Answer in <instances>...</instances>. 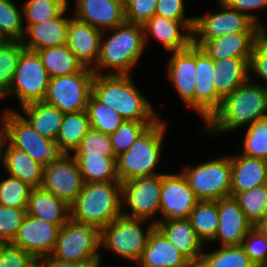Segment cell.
<instances>
[{
    "instance_id": "6da1fadb",
    "label": "cell",
    "mask_w": 267,
    "mask_h": 267,
    "mask_svg": "<svg viewBox=\"0 0 267 267\" xmlns=\"http://www.w3.org/2000/svg\"><path fill=\"white\" fill-rule=\"evenodd\" d=\"M264 117H267V90L248 79L222 99L220 108L198 134L213 138L229 136Z\"/></svg>"
},
{
    "instance_id": "7a4b0ae2",
    "label": "cell",
    "mask_w": 267,
    "mask_h": 267,
    "mask_svg": "<svg viewBox=\"0 0 267 267\" xmlns=\"http://www.w3.org/2000/svg\"><path fill=\"white\" fill-rule=\"evenodd\" d=\"M133 77V74L95 73L92 95L125 120L158 121L162 113L148 100Z\"/></svg>"
},
{
    "instance_id": "3957f363",
    "label": "cell",
    "mask_w": 267,
    "mask_h": 267,
    "mask_svg": "<svg viewBox=\"0 0 267 267\" xmlns=\"http://www.w3.org/2000/svg\"><path fill=\"white\" fill-rule=\"evenodd\" d=\"M145 52L143 26L125 21L102 32L99 58L92 70L96 74H133Z\"/></svg>"
},
{
    "instance_id": "277c9868",
    "label": "cell",
    "mask_w": 267,
    "mask_h": 267,
    "mask_svg": "<svg viewBox=\"0 0 267 267\" xmlns=\"http://www.w3.org/2000/svg\"><path fill=\"white\" fill-rule=\"evenodd\" d=\"M168 125V121L161 117L150 125L126 152L117 156L116 173L121 183L139 177L163 174L158 172V166L164 157Z\"/></svg>"
},
{
    "instance_id": "5b68a950",
    "label": "cell",
    "mask_w": 267,
    "mask_h": 267,
    "mask_svg": "<svg viewBox=\"0 0 267 267\" xmlns=\"http://www.w3.org/2000/svg\"><path fill=\"white\" fill-rule=\"evenodd\" d=\"M69 209L71 220L101 230L122 215L121 182L84 183Z\"/></svg>"
},
{
    "instance_id": "8992f818",
    "label": "cell",
    "mask_w": 267,
    "mask_h": 267,
    "mask_svg": "<svg viewBox=\"0 0 267 267\" xmlns=\"http://www.w3.org/2000/svg\"><path fill=\"white\" fill-rule=\"evenodd\" d=\"M155 224L136 218L119 216L100 230V264L103 251L135 265L146 248L147 239ZM103 249V250H101Z\"/></svg>"
},
{
    "instance_id": "52a82bcc",
    "label": "cell",
    "mask_w": 267,
    "mask_h": 267,
    "mask_svg": "<svg viewBox=\"0 0 267 267\" xmlns=\"http://www.w3.org/2000/svg\"><path fill=\"white\" fill-rule=\"evenodd\" d=\"M0 133L43 166L65 154L56 141L40 135L16 110H2Z\"/></svg>"
},
{
    "instance_id": "ba28073f",
    "label": "cell",
    "mask_w": 267,
    "mask_h": 267,
    "mask_svg": "<svg viewBox=\"0 0 267 267\" xmlns=\"http://www.w3.org/2000/svg\"><path fill=\"white\" fill-rule=\"evenodd\" d=\"M186 164V165H185ZM198 200H219L230 196L231 157L229 153L205 158L198 164L184 163L180 169Z\"/></svg>"
},
{
    "instance_id": "9c48e42d",
    "label": "cell",
    "mask_w": 267,
    "mask_h": 267,
    "mask_svg": "<svg viewBox=\"0 0 267 267\" xmlns=\"http://www.w3.org/2000/svg\"><path fill=\"white\" fill-rule=\"evenodd\" d=\"M51 255L67 262H100V230L69 218L59 230Z\"/></svg>"
},
{
    "instance_id": "30bf717a",
    "label": "cell",
    "mask_w": 267,
    "mask_h": 267,
    "mask_svg": "<svg viewBox=\"0 0 267 267\" xmlns=\"http://www.w3.org/2000/svg\"><path fill=\"white\" fill-rule=\"evenodd\" d=\"M162 174L139 177L121 183L122 215L159 222Z\"/></svg>"
},
{
    "instance_id": "8fae6325",
    "label": "cell",
    "mask_w": 267,
    "mask_h": 267,
    "mask_svg": "<svg viewBox=\"0 0 267 267\" xmlns=\"http://www.w3.org/2000/svg\"><path fill=\"white\" fill-rule=\"evenodd\" d=\"M49 79L38 53L23 49L20 52L6 99L14 97L15 102L18 101V108L32 102L43 101Z\"/></svg>"
},
{
    "instance_id": "7c38bea8",
    "label": "cell",
    "mask_w": 267,
    "mask_h": 267,
    "mask_svg": "<svg viewBox=\"0 0 267 267\" xmlns=\"http://www.w3.org/2000/svg\"><path fill=\"white\" fill-rule=\"evenodd\" d=\"M216 10H205L195 14L193 41H209L238 32H266L245 13L229 8L221 0H216Z\"/></svg>"
},
{
    "instance_id": "4fadbf2b",
    "label": "cell",
    "mask_w": 267,
    "mask_h": 267,
    "mask_svg": "<svg viewBox=\"0 0 267 267\" xmlns=\"http://www.w3.org/2000/svg\"><path fill=\"white\" fill-rule=\"evenodd\" d=\"M95 72L86 67L81 72L49 79L44 102L55 106L61 112L86 110L92 94V81Z\"/></svg>"
},
{
    "instance_id": "5bb4252c",
    "label": "cell",
    "mask_w": 267,
    "mask_h": 267,
    "mask_svg": "<svg viewBox=\"0 0 267 267\" xmlns=\"http://www.w3.org/2000/svg\"><path fill=\"white\" fill-rule=\"evenodd\" d=\"M166 80L174 88L187 111L194 112V91L196 86V45L193 43L183 51L165 53ZM189 108V109H188Z\"/></svg>"
},
{
    "instance_id": "9a60e30c",
    "label": "cell",
    "mask_w": 267,
    "mask_h": 267,
    "mask_svg": "<svg viewBox=\"0 0 267 267\" xmlns=\"http://www.w3.org/2000/svg\"><path fill=\"white\" fill-rule=\"evenodd\" d=\"M84 186L82 174L73 154H64L44 166L42 188L70 205Z\"/></svg>"
},
{
    "instance_id": "2e32d148",
    "label": "cell",
    "mask_w": 267,
    "mask_h": 267,
    "mask_svg": "<svg viewBox=\"0 0 267 267\" xmlns=\"http://www.w3.org/2000/svg\"><path fill=\"white\" fill-rule=\"evenodd\" d=\"M198 199L181 171L162 174L159 221L189 218Z\"/></svg>"
},
{
    "instance_id": "e0dca14e",
    "label": "cell",
    "mask_w": 267,
    "mask_h": 267,
    "mask_svg": "<svg viewBox=\"0 0 267 267\" xmlns=\"http://www.w3.org/2000/svg\"><path fill=\"white\" fill-rule=\"evenodd\" d=\"M214 60L199 46H196V86L194 91V114L204 125L220 108L222 98L216 93Z\"/></svg>"
},
{
    "instance_id": "ac0fdd59",
    "label": "cell",
    "mask_w": 267,
    "mask_h": 267,
    "mask_svg": "<svg viewBox=\"0 0 267 267\" xmlns=\"http://www.w3.org/2000/svg\"><path fill=\"white\" fill-rule=\"evenodd\" d=\"M142 26L146 49L152 40L156 41L155 45L158 42L166 53L183 51L193 43V30L183 21L154 15Z\"/></svg>"
},
{
    "instance_id": "d6986e66",
    "label": "cell",
    "mask_w": 267,
    "mask_h": 267,
    "mask_svg": "<svg viewBox=\"0 0 267 267\" xmlns=\"http://www.w3.org/2000/svg\"><path fill=\"white\" fill-rule=\"evenodd\" d=\"M63 224H52L27 214L12 243L33 257L51 255Z\"/></svg>"
},
{
    "instance_id": "ffe728a7",
    "label": "cell",
    "mask_w": 267,
    "mask_h": 267,
    "mask_svg": "<svg viewBox=\"0 0 267 267\" xmlns=\"http://www.w3.org/2000/svg\"><path fill=\"white\" fill-rule=\"evenodd\" d=\"M70 2L71 0L68 6L74 18L102 31L125 22L124 3L120 0H74L73 4Z\"/></svg>"
},
{
    "instance_id": "44dd1931",
    "label": "cell",
    "mask_w": 267,
    "mask_h": 267,
    "mask_svg": "<svg viewBox=\"0 0 267 267\" xmlns=\"http://www.w3.org/2000/svg\"><path fill=\"white\" fill-rule=\"evenodd\" d=\"M219 226L210 245L225 247L242 245L243 239L253 225L246 219L234 197L217 200Z\"/></svg>"
},
{
    "instance_id": "7402d4cb",
    "label": "cell",
    "mask_w": 267,
    "mask_h": 267,
    "mask_svg": "<svg viewBox=\"0 0 267 267\" xmlns=\"http://www.w3.org/2000/svg\"><path fill=\"white\" fill-rule=\"evenodd\" d=\"M0 171L28 183L31 187H41L44 166L26 152L14 147L0 133Z\"/></svg>"
},
{
    "instance_id": "603a6c76",
    "label": "cell",
    "mask_w": 267,
    "mask_h": 267,
    "mask_svg": "<svg viewBox=\"0 0 267 267\" xmlns=\"http://www.w3.org/2000/svg\"><path fill=\"white\" fill-rule=\"evenodd\" d=\"M69 9L68 6L53 20L41 24L24 25V35L20 40L24 49L38 51L43 48L67 44V28L72 17Z\"/></svg>"
},
{
    "instance_id": "cb8c5ba5",
    "label": "cell",
    "mask_w": 267,
    "mask_h": 267,
    "mask_svg": "<svg viewBox=\"0 0 267 267\" xmlns=\"http://www.w3.org/2000/svg\"><path fill=\"white\" fill-rule=\"evenodd\" d=\"M102 30L73 16L67 28V46L85 67L93 69L100 54Z\"/></svg>"
},
{
    "instance_id": "d4e9b609",
    "label": "cell",
    "mask_w": 267,
    "mask_h": 267,
    "mask_svg": "<svg viewBox=\"0 0 267 267\" xmlns=\"http://www.w3.org/2000/svg\"><path fill=\"white\" fill-rule=\"evenodd\" d=\"M265 32H238L209 41H193L201 47L213 60L224 58H250L256 42Z\"/></svg>"
},
{
    "instance_id": "484cf974",
    "label": "cell",
    "mask_w": 267,
    "mask_h": 267,
    "mask_svg": "<svg viewBox=\"0 0 267 267\" xmlns=\"http://www.w3.org/2000/svg\"><path fill=\"white\" fill-rule=\"evenodd\" d=\"M191 263L155 226L148 236L146 248L135 265L138 267H187Z\"/></svg>"
},
{
    "instance_id": "4316f807",
    "label": "cell",
    "mask_w": 267,
    "mask_h": 267,
    "mask_svg": "<svg viewBox=\"0 0 267 267\" xmlns=\"http://www.w3.org/2000/svg\"><path fill=\"white\" fill-rule=\"evenodd\" d=\"M155 226L192 263L200 262L205 245L198 238L189 218L159 221Z\"/></svg>"
},
{
    "instance_id": "83f0119b",
    "label": "cell",
    "mask_w": 267,
    "mask_h": 267,
    "mask_svg": "<svg viewBox=\"0 0 267 267\" xmlns=\"http://www.w3.org/2000/svg\"><path fill=\"white\" fill-rule=\"evenodd\" d=\"M236 154V155H235ZM231 187L230 193H241L251 188L267 184V161L230 153Z\"/></svg>"
},
{
    "instance_id": "f1b7e54d",
    "label": "cell",
    "mask_w": 267,
    "mask_h": 267,
    "mask_svg": "<svg viewBox=\"0 0 267 267\" xmlns=\"http://www.w3.org/2000/svg\"><path fill=\"white\" fill-rule=\"evenodd\" d=\"M2 109L16 110L40 135L53 141L58 136L64 116V112L44 101L25 104L18 109L6 105Z\"/></svg>"
},
{
    "instance_id": "f546056e",
    "label": "cell",
    "mask_w": 267,
    "mask_h": 267,
    "mask_svg": "<svg viewBox=\"0 0 267 267\" xmlns=\"http://www.w3.org/2000/svg\"><path fill=\"white\" fill-rule=\"evenodd\" d=\"M250 58H224L214 60L213 84L216 93L223 99L249 79Z\"/></svg>"
},
{
    "instance_id": "4dcf8cb0",
    "label": "cell",
    "mask_w": 267,
    "mask_h": 267,
    "mask_svg": "<svg viewBox=\"0 0 267 267\" xmlns=\"http://www.w3.org/2000/svg\"><path fill=\"white\" fill-rule=\"evenodd\" d=\"M27 214L52 224H64L70 218L69 205L42 187L33 188Z\"/></svg>"
},
{
    "instance_id": "1f68e13d",
    "label": "cell",
    "mask_w": 267,
    "mask_h": 267,
    "mask_svg": "<svg viewBox=\"0 0 267 267\" xmlns=\"http://www.w3.org/2000/svg\"><path fill=\"white\" fill-rule=\"evenodd\" d=\"M36 52L50 79L81 72L86 68L66 44Z\"/></svg>"
},
{
    "instance_id": "d6a6232c",
    "label": "cell",
    "mask_w": 267,
    "mask_h": 267,
    "mask_svg": "<svg viewBox=\"0 0 267 267\" xmlns=\"http://www.w3.org/2000/svg\"><path fill=\"white\" fill-rule=\"evenodd\" d=\"M90 129L91 123L86 110L64 113L62 124L55 141L64 153L73 154Z\"/></svg>"
},
{
    "instance_id": "836d02e7",
    "label": "cell",
    "mask_w": 267,
    "mask_h": 267,
    "mask_svg": "<svg viewBox=\"0 0 267 267\" xmlns=\"http://www.w3.org/2000/svg\"><path fill=\"white\" fill-rule=\"evenodd\" d=\"M84 183L120 182L116 173V158L103 155L73 154Z\"/></svg>"
},
{
    "instance_id": "e575fe53",
    "label": "cell",
    "mask_w": 267,
    "mask_h": 267,
    "mask_svg": "<svg viewBox=\"0 0 267 267\" xmlns=\"http://www.w3.org/2000/svg\"><path fill=\"white\" fill-rule=\"evenodd\" d=\"M199 265L200 267H256L242 245L225 247L205 245Z\"/></svg>"
},
{
    "instance_id": "d590c367",
    "label": "cell",
    "mask_w": 267,
    "mask_h": 267,
    "mask_svg": "<svg viewBox=\"0 0 267 267\" xmlns=\"http://www.w3.org/2000/svg\"><path fill=\"white\" fill-rule=\"evenodd\" d=\"M189 220L202 243L210 244L219 226L217 200H198L190 213Z\"/></svg>"
},
{
    "instance_id": "8d00e7d4",
    "label": "cell",
    "mask_w": 267,
    "mask_h": 267,
    "mask_svg": "<svg viewBox=\"0 0 267 267\" xmlns=\"http://www.w3.org/2000/svg\"><path fill=\"white\" fill-rule=\"evenodd\" d=\"M245 214L246 219L257 226L267 217V184L241 193H230Z\"/></svg>"
},
{
    "instance_id": "74e56055",
    "label": "cell",
    "mask_w": 267,
    "mask_h": 267,
    "mask_svg": "<svg viewBox=\"0 0 267 267\" xmlns=\"http://www.w3.org/2000/svg\"><path fill=\"white\" fill-rule=\"evenodd\" d=\"M21 0H0V40L20 41L25 26Z\"/></svg>"
},
{
    "instance_id": "f35d334b",
    "label": "cell",
    "mask_w": 267,
    "mask_h": 267,
    "mask_svg": "<svg viewBox=\"0 0 267 267\" xmlns=\"http://www.w3.org/2000/svg\"><path fill=\"white\" fill-rule=\"evenodd\" d=\"M69 5V0L21 1L24 25L41 24L58 17Z\"/></svg>"
},
{
    "instance_id": "ab89813d",
    "label": "cell",
    "mask_w": 267,
    "mask_h": 267,
    "mask_svg": "<svg viewBox=\"0 0 267 267\" xmlns=\"http://www.w3.org/2000/svg\"><path fill=\"white\" fill-rule=\"evenodd\" d=\"M243 129L239 154L267 161V117L256 120Z\"/></svg>"
},
{
    "instance_id": "60d3db41",
    "label": "cell",
    "mask_w": 267,
    "mask_h": 267,
    "mask_svg": "<svg viewBox=\"0 0 267 267\" xmlns=\"http://www.w3.org/2000/svg\"><path fill=\"white\" fill-rule=\"evenodd\" d=\"M3 174H0V205L27 210L33 187L12 175Z\"/></svg>"
},
{
    "instance_id": "b9f144b4",
    "label": "cell",
    "mask_w": 267,
    "mask_h": 267,
    "mask_svg": "<svg viewBox=\"0 0 267 267\" xmlns=\"http://www.w3.org/2000/svg\"><path fill=\"white\" fill-rule=\"evenodd\" d=\"M24 49L20 41L0 40V101L8 94L17 67L20 52Z\"/></svg>"
},
{
    "instance_id": "7bdbcfd3",
    "label": "cell",
    "mask_w": 267,
    "mask_h": 267,
    "mask_svg": "<svg viewBox=\"0 0 267 267\" xmlns=\"http://www.w3.org/2000/svg\"><path fill=\"white\" fill-rule=\"evenodd\" d=\"M86 111L91 128L105 134H112L125 121L118 112L100 103L92 94L88 99Z\"/></svg>"
},
{
    "instance_id": "ee69618b",
    "label": "cell",
    "mask_w": 267,
    "mask_h": 267,
    "mask_svg": "<svg viewBox=\"0 0 267 267\" xmlns=\"http://www.w3.org/2000/svg\"><path fill=\"white\" fill-rule=\"evenodd\" d=\"M156 121L125 120L110 139L116 156L126 152L137 138Z\"/></svg>"
},
{
    "instance_id": "f6af8a7d",
    "label": "cell",
    "mask_w": 267,
    "mask_h": 267,
    "mask_svg": "<svg viewBox=\"0 0 267 267\" xmlns=\"http://www.w3.org/2000/svg\"><path fill=\"white\" fill-rule=\"evenodd\" d=\"M248 69L249 80L267 90V32L254 45Z\"/></svg>"
},
{
    "instance_id": "bcb514c9",
    "label": "cell",
    "mask_w": 267,
    "mask_h": 267,
    "mask_svg": "<svg viewBox=\"0 0 267 267\" xmlns=\"http://www.w3.org/2000/svg\"><path fill=\"white\" fill-rule=\"evenodd\" d=\"M73 154L103 155L117 157L114 153L110 135L91 128L81 140Z\"/></svg>"
},
{
    "instance_id": "7dc6e473",
    "label": "cell",
    "mask_w": 267,
    "mask_h": 267,
    "mask_svg": "<svg viewBox=\"0 0 267 267\" xmlns=\"http://www.w3.org/2000/svg\"><path fill=\"white\" fill-rule=\"evenodd\" d=\"M242 246L256 267L267 266V237L253 226L243 239Z\"/></svg>"
},
{
    "instance_id": "c3c4849f",
    "label": "cell",
    "mask_w": 267,
    "mask_h": 267,
    "mask_svg": "<svg viewBox=\"0 0 267 267\" xmlns=\"http://www.w3.org/2000/svg\"><path fill=\"white\" fill-rule=\"evenodd\" d=\"M27 210L0 205V242H12Z\"/></svg>"
},
{
    "instance_id": "681fc988",
    "label": "cell",
    "mask_w": 267,
    "mask_h": 267,
    "mask_svg": "<svg viewBox=\"0 0 267 267\" xmlns=\"http://www.w3.org/2000/svg\"><path fill=\"white\" fill-rule=\"evenodd\" d=\"M187 0H158L155 15L185 22L192 30L195 15L188 13Z\"/></svg>"
},
{
    "instance_id": "f907efd6",
    "label": "cell",
    "mask_w": 267,
    "mask_h": 267,
    "mask_svg": "<svg viewBox=\"0 0 267 267\" xmlns=\"http://www.w3.org/2000/svg\"><path fill=\"white\" fill-rule=\"evenodd\" d=\"M158 0H127L124 3L125 21L143 25L156 12Z\"/></svg>"
},
{
    "instance_id": "816d5d0a",
    "label": "cell",
    "mask_w": 267,
    "mask_h": 267,
    "mask_svg": "<svg viewBox=\"0 0 267 267\" xmlns=\"http://www.w3.org/2000/svg\"><path fill=\"white\" fill-rule=\"evenodd\" d=\"M221 1L231 9L245 13L254 23L260 25L267 32V26L266 24H263L264 20H262V17L260 16V11L262 12L264 9L265 12L267 10V0H221Z\"/></svg>"
},
{
    "instance_id": "f5cc1de1",
    "label": "cell",
    "mask_w": 267,
    "mask_h": 267,
    "mask_svg": "<svg viewBox=\"0 0 267 267\" xmlns=\"http://www.w3.org/2000/svg\"><path fill=\"white\" fill-rule=\"evenodd\" d=\"M32 257L12 242H0V267H24Z\"/></svg>"
},
{
    "instance_id": "db71d44e",
    "label": "cell",
    "mask_w": 267,
    "mask_h": 267,
    "mask_svg": "<svg viewBox=\"0 0 267 267\" xmlns=\"http://www.w3.org/2000/svg\"><path fill=\"white\" fill-rule=\"evenodd\" d=\"M45 267H96L100 262H67L54 258L52 255L43 257Z\"/></svg>"
},
{
    "instance_id": "11a10c76",
    "label": "cell",
    "mask_w": 267,
    "mask_h": 267,
    "mask_svg": "<svg viewBox=\"0 0 267 267\" xmlns=\"http://www.w3.org/2000/svg\"><path fill=\"white\" fill-rule=\"evenodd\" d=\"M24 267H45L43 257H32Z\"/></svg>"
},
{
    "instance_id": "9f6ffc18",
    "label": "cell",
    "mask_w": 267,
    "mask_h": 267,
    "mask_svg": "<svg viewBox=\"0 0 267 267\" xmlns=\"http://www.w3.org/2000/svg\"><path fill=\"white\" fill-rule=\"evenodd\" d=\"M256 227L267 237V217H265Z\"/></svg>"
},
{
    "instance_id": "6f0895ef",
    "label": "cell",
    "mask_w": 267,
    "mask_h": 267,
    "mask_svg": "<svg viewBox=\"0 0 267 267\" xmlns=\"http://www.w3.org/2000/svg\"><path fill=\"white\" fill-rule=\"evenodd\" d=\"M187 267H200L199 263H191L189 266Z\"/></svg>"
},
{
    "instance_id": "680465c9",
    "label": "cell",
    "mask_w": 267,
    "mask_h": 267,
    "mask_svg": "<svg viewBox=\"0 0 267 267\" xmlns=\"http://www.w3.org/2000/svg\"><path fill=\"white\" fill-rule=\"evenodd\" d=\"M96 267H107V266H104L103 264H99Z\"/></svg>"
}]
</instances>
